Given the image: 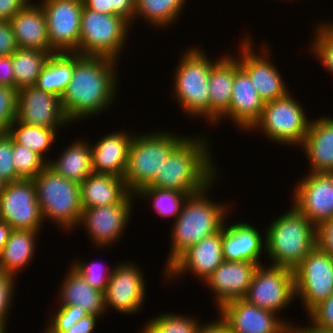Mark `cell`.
Wrapping results in <instances>:
<instances>
[{"instance_id": "cell-1", "label": "cell", "mask_w": 333, "mask_h": 333, "mask_svg": "<svg viewBox=\"0 0 333 333\" xmlns=\"http://www.w3.org/2000/svg\"><path fill=\"white\" fill-rule=\"evenodd\" d=\"M116 60L74 53V71L61 97L64 112L71 122L101 114L112 105L117 91Z\"/></svg>"}, {"instance_id": "cell-2", "label": "cell", "mask_w": 333, "mask_h": 333, "mask_svg": "<svg viewBox=\"0 0 333 333\" xmlns=\"http://www.w3.org/2000/svg\"><path fill=\"white\" fill-rule=\"evenodd\" d=\"M201 137H186L169 154L154 180L146 187L176 190L191 195L214 182L217 166L213 165L208 139Z\"/></svg>"}, {"instance_id": "cell-3", "label": "cell", "mask_w": 333, "mask_h": 333, "mask_svg": "<svg viewBox=\"0 0 333 333\" xmlns=\"http://www.w3.org/2000/svg\"><path fill=\"white\" fill-rule=\"evenodd\" d=\"M212 184L213 182L200 192L189 195L184 201L180 214L173 223L172 247L164 271L192 245L223 228L229 207L226 203L216 204L212 199L209 201L206 195Z\"/></svg>"}, {"instance_id": "cell-4", "label": "cell", "mask_w": 333, "mask_h": 333, "mask_svg": "<svg viewBox=\"0 0 333 333\" xmlns=\"http://www.w3.org/2000/svg\"><path fill=\"white\" fill-rule=\"evenodd\" d=\"M269 224L265 253L271 265L294 269L317 246V227L294 205Z\"/></svg>"}, {"instance_id": "cell-5", "label": "cell", "mask_w": 333, "mask_h": 333, "mask_svg": "<svg viewBox=\"0 0 333 333\" xmlns=\"http://www.w3.org/2000/svg\"><path fill=\"white\" fill-rule=\"evenodd\" d=\"M132 134L128 165L123 179L128 191L136 194L154 180L169 154L187 136L164 131Z\"/></svg>"}, {"instance_id": "cell-6", "label": "cell", "mask_w": 333, "mask_h": 333, "mask_svg": "<svg viewBox=\"0 0 333 333\" xmlns=\"http://www.w3.org/2000/svg\"><path fill=\"white\" fill-rule=\"evenodd\" d=\"M43 218L65 231L77 227L83 211L80 183L57 174L48 165L32 179Z\"/></svg>"}, {"instance_id": "cell-7", "label": "cell", "mask_w": 333, "mask_h": 333, "mask_svg": "<svg viewBox=\"0 0 333 333\" xmlns=\"http://www.w3.org/2000/svg\"><path fill=\"white\" fill-rule=\"evenodd\" d=\"M218 60L211 61L204 50L188 48L181 57L174 74V95L178 106L192 117L204 116L209 120V75L212 66Z\"/></svg>"}, {"instance_id": "cell-8", "label": "cell", "mask_w": 333, "mask_h": 333, "mask_svg": "<svg viewBox=\"0 0 333 333\" xmlns=\"http://www.w3.org/2000/svg\"><path fill=\"white\" fill-rule=\"evenodd\" d=\"M129 26L131 24L118 15L98 13L83 6L79 48L75 53L117 61L127 40Z\"/></svg>"}, {"instance_id": "cell-9", "label": "cell", "mask_w": 333, "mask_h": 333, "mask_svg": "<svg viewBox=\"0 0 333 333\" xmlns=\"http://www.w3.org/2000/svg\"><path fill=\"white\" fill-rule=\"evenodd\" d=\"M311 121L308 120L300 103L288 92L281 98L266 102L260 119L250 130L258 129L264 132L269 140L280 145L301 147Z\"/></svg>"}, {"instance_id": "cell-10", "label": "cell", "mask_w": 333, "mask_h": 333, "mask_svg": "<svg viewBox=\"0 0 333 333\" xmlns=\"http://www.w3.org/2000/svg\"><path fill=\"white\" fill-rule=\"evenodd\" d=\"M295 294L309 314L333 295V258L316 246L294 269Z\"/></svg>"}, {"instance_id": "cell-11", "label": "cell", "mask_w": 333, "mask_h": 333, "mask_svg": "<svg viewBox=\"0 0 333 333\" xmlns=\"http://www.w3.org/2000/svg\"><path fill=\"white\" fill-rule=\"evenodd\" d=\"M294 273L287 267L258 265L244 300L261 309L278 313L296 297Z\"/></svg>"}, {"instance_id": "cell-12", "label": "cell", "mask_w": 333, "mask_h": 333, "mask_svg": "<svg viewBox=\"0 0 333 333\" xmlns=\"http://www.w3.org/2000/svg\"><path fill=\"white\" fill-rule=\"evenodd\" d=\"M50 47L56 53H75L79 48L81 12L80 0H43Z\"/></svg>"}, {"instance_id": "cell-13", "label": "cell", "mask_w": 333, "mask_h": 333, "mask_svg": "<svg viewBox=\"0 0 333 333\" xmlns=\"http://www.w3.org/2000/svg\"><path fill=\"white\" fill-rule=\"evenodd\" d=\"M0 220L13 229L40 230L43 218L33 180L7 183L0 194Z\"/></svg>"}, {"instance_id": "cell-14", "label": "cell", "mask_w": 333, "mask_h": 333, "mask_svg": "<svg viewBox=\"0 0 333 333\" xmlns=\"http://www.w3.org/2000/svg\"><path fill=\"white\" fill-rule=\"evenodd\" d=\"M134 196V193H129L120 203L83 209L78 225L85 227L92 243L98 247H108L113 242L117 244L130 222Z\"/></svg>"}, {"instance_id": "cell-15", "label": "cell", "mask_w": 333, "mask_h": 333, "mask_svg": "<svg viewBox=\"0 0 333 333\" xmlns=\"http://www.w3.org/2000/svg\"><path fill=\"white\" fill-rule=\"evenodd\" d=\"M309 173L296 183L292 202L318 227L333 218V173Z\"/></svg>"}, {"instance_id": "cell-16", "label": "cell", "mask_w": 333, "mask_h": 333, "mask_svg": "<svg viewBox=\"0 0 333 333\" xmlns=\"http://www.w3.org/2000/svg\"><path fill=\"white\" fill-rule=\"evenodd\" d=\"M16 120L51 129H61L62 125L71 123L64 112L61 98L36 86L18 90Z\"/></svg>"}, {"instance_id": "cell-17", "label": "cell", "mask_w": 333, "mask_h": 333, "mask_svg": "<svg viewBox=\"0 0 333 333\" xmlns=\"http://www.w3.org/2000/svg\"><path fill=\"white\" fill-rule=\"evenodd\" d=\"M128 263V264H127ZM123 262L113 267L104 293L105 309L114 308L118 312L133 314L142 308L145 299V279L141 269L131 262Z\"/></svg>"}, {"instance_id": "cell-18", "label": "cell", "mask_w": 333, "mask_h": 333, "mask_svg": "<svg viewBox=\"0 0 333 333\" xmlns=\"http://www.w3.org/2000/svg\"><path fill=\"white\" fill-rule=\"evenodd\" d=\"M251 37L246 36L241 44V55L237 56L239 66L249 75L252 84L256 88L261 99L266 102L274 101L285 96L289 91L278 72L276 66L272 64L269 50L262 46V54L254 52L252 49ZM265 48V49H264ZM254 53H253V52ZM256 53V54H255ZM262 55V56H261Z\"/></svg>"}, {"instance_id": "cell-19", "label": "cell", "mask_w": 333, "mask_h": 333, "mask_svg": "<svg viewBox=\"0 0 333 333\" xmlns=\"http://www.w3.org/2000/svg\"><path fill=\"white\" fill-rule=\"evenodd\" d=\"M218 310L228 324L229 333H288L291 325L276 313L251 305L244 299L231 300Z\"/></svg>"}, {"instance_id": "cell-20", "label": "cell", "mask_w": 333, "mask_h": 333, "mask_svg": "<svg viewBox=\"0 0 333 333\" xmlns=\"http://www.w3.org/2000/svg\"><path fill=\"white\" fill-rule=\"evenodd\" d=\"M224 261L222 250V229L204 238L186 250L166 271L165 279L177 278L191 271L202 281L205 280ZM167 277V278H166Z\"/></svg>"}, {"instance_id": "cell-21", "label": "cell", "mask_w": 333, "mask_h": 333, "mask_svg": "<svg viewBox=\"0 0 333 333\" xmlns=\"http://www.w3.org/2000/svg\"><path fill=\"white\" fill-rule=\"evenodd\" d=\"M257 267V263L249 261L224 260L215 269L205 282L215 295L217 309L231 300L244 298Z\"/></svg>"}, {"instance_id": "cell-22", "label": "cell", "mask_w": 333, "mask_h": 333, "mask_svg": "<svg viewBox=\"0 0 333 333\" xmlns=\"http://www.w3.org/2000/svg\"><path fill=\"white\" fill-rule=\"evenodd\" d=\"M264 105L249 75L239 66L237 58H234V84L229 105L230 120L238 128L250 132L260 119Z\"/></svg>"}, {"instance_id": "cell-23", "label": "cell", "mask_w": 333, "mask_h": 333, "mask_svg": "<svg viewBox=\"0 0 333 333\" xmlns=\"http://www.w3.org/2000/svg\"><path fill=\"white\" fill-rule=\"evenodd\" d=\"M224 224L222 228V250L225 261H249L260 265L265 251V236L249 223ZM263 248V249H262Z\"/></svg>"}, {"instance_id": "cell-24", "label": "cell", "mask_w": 333, "mask_h": 333, "mask_svg": "<svg viewBox=\"0 0 333 333\" xmlns=\"http://www.w3.org/2000/svg\"><path fill=\"white\" fill-rule=\"evenodd\" d=\"M9 22L11 23L18 48L56 52L50 47L47 22L41 3L28 2Z\"/></svg>"}, {"instance_id": "cell-25", "label": "cell", "mask_w": 333, "mask_h": 333, "mask_svg": "<svg viewBox=\"0 0 333 333\" xmlns=\"http://www.w3.org/2000/svg\"><path fill=\"white\" fill-rule=\"evenodd\" d=\"M132 139V134L117 131L90 145L93 172L124 178Z\"/></svg>"}, {"instance_id": "cell-26", "label": "cell", "mask_w": 333, "mask_h": 333, "mask_svg": "<svg viewBox=\"0 0 333 333\" xmlns=\"http://www.w3.org/2000/svg\"><path fill=\"white\" fill-rule=\"evenodd\" d=\"M301 147L312 173H333V118L312 120Z\"/></svg>"}, {"instance_id": "cell-27", "label": "cell", "mask_w": 333, "mask_h": 333, "mask_svg": "<svg viewBox=\"0 0 333 333\" xmlns=\"http://www.w3.org/2000/svg\"><path fill=\"white\" fill-rule=\"evenodd\" d=\"M217 59L209 75V121L213 124L229 118L234 84V57L225 54Z\"/></svg>"}, {"instance_id": "cell-28", "label": "cell", "mask_w": 333, "mask_h": 333, "mask_svg": "<svg viewBox=\"0 0 333 333\" xmlns=\"http://www.w3.org/2000/svg\"><path fill=\"white\" fill-rule=\"evenodd\" d=\"M83 209L120 203L130 192L123 178L92 172L80 183Z\"/></svg>"}, {"instance_id": "cell-29", "label": "cell", "mask_w": 333, "mask_h": 333, "mask_svg": "<svg viewBox=\"0 0 333 333\" xmlns=\"http://www.w3.org/2000/svg\"><path fill=\"white\" fill-rule=\"evenodd\" d=\"M69 270L60 285L59 305L80 306L89 314L103 315L106 311L104 293L91 287L71 266Z\"/></svg>"}, {"instance_id": "cell-30", "label": "cell", "mask_w": 333, "mask_h": 333, "mask_svg": "<svg viewBox=\"0 0 333 333\" xmlns=\"http://www.w3.org/2000/svg\"><path fill=\"white\" fill-rule=\"evenodd\" d=\"M39 231L13 229L4 249L0 253L1 273L17 278L16 273L25 268L33 258L35 241L37 240Z\"/></svg>"}, {"instance_id": "cell-31", "label": "cell", "mask_w": 333, "mask_h": 333, "mask_svg": "<svg viewBox=\"0 0 333 333\" xmlns=\"http://www.w3.org/2000/svg\"><path fill=\"white\" fill-rule=\"evenodd\" d=\"M57 157L48 166L66 179L82 183L93 172L91 147L85 141L70 143Z\"/></svg>"}, {"instance_id": "cell-32", "label": "cell", "mask_w": 333, "mask_h": 333, "mask_svg": "<svg viewBox=\"0 0 333 333\" xmlns=\"http://www.w3.org/2000/svg\"><path fill=\"white\" fill-rule=\"evenodd\" d=\"M73 71L74 53H55L47 61L35 86L61 98L66 92Z\"/></svg>"}, {"instance_id": "cell-33", "label": "cell", "mask_w": 333, "mask_h": 333, "mask_svg": "<svg viewBox=\"0 0 333 333\" xmlns=\"http://www.w3.org/2000/svg\"><path fill=\"white\" fill-rule=\"evenodd\" d=\"M51 55L40 50L18 48L12 54L15 88L35 86Z\"/></svg>"}, {"instance_id": "cell-34", "label": "cell", "mask_w": 333, "mask_h": 333, "mask_svg": "<svg viewBox=\"0 0 333 333\" xmlns=\"http://www.w3.org/2000/svg\"><path fill=\"white\" fill-rule=\"evenodd\" d=\"M187 0H136L134 19L142 17L151 26L162 28L177 21ZM138 15V16H137ZM136 17V18H135Z\"/></svg>"}, {"instance_id": "cell-35", "label": "cell", "mask_w": 333, "mask_h": 333, "mask_svg": "<svg viewBox=\"0 0 333 333\" xmlns=\"http://www.w3.org/2000/svg\"><path fill=\"white\" fill-rule=\"evenodd\" d=\"M57 131V129L28 125L15 120L7 133L15 143L26 146L44 159V154L51 149L56 139Z\"/></svg>"}, {"instance_id": "cell-36", "label": "cell", "mask_w": 333, "mask_h": 333, "mask_svg": "<svg viewBox=\"0 0 333 333\" xmlns=\"http://www.w3.org/2000/svg\"><path fill=\"white\" fill-rule=\"evenodd\" d=\"M153 198L155 211L162 217H173L175 221L180 214L182 203L189 196L185 192L160 189L154 187H143L136 194L135 197ZM175 216V217H174Z\"/></svg>"}, {"instance_id": "cell-37", "label": "cell", "mask_w": 333, "mask_h": 333, "mask_svg": "<svg viewBox=\"0 0 333 333\" xmlns=\"http://www.w3.org/2000/svg\"><path fill=\"white\" fill-rule=\"evenodd\" d=\"M198 322L193 316L164 313L151 318L141 333H196Z\"/></svg>"}, {"instance_id": "cell-38", "label": "cell", "mask_w": 333, "mask_h": 333, "mask_svg": "<svg viewBox=\"0 0 333 333\" xmlns=\"http://www.w3.org/2000/svg\"><path fill=\"white\" fill-rule=\"evenodd\" d=\"M13 162L17 175L21 179L32 180L50 162L31 149L13 141Z\"/></svg>"}, {"instance_id": "cell-39", "label": "cell", "mask_w": 333, "mask_h": 333, "mask_svg": "<svg viewBox=\"0 0 333 333\" xmlns=\"http://www.w3.org/2000/svg\"><path fill=\"white\" fill-rule=\"evenodd\" d=\"M323 23L316 28L311 49L320 64L333 75V23Z\"/></svg>"}, {"instance_id": "cell-40", "label": "cell", "mask_w": 333, "mask_h": 333, "mask_svg": "<svg viewBox=\"0 0 333 333\" xmlns=\"http://www.w3.org/2000/svg\"><path fill=\"white\" fill-rule=\"evenodd\" d=\"M73 263L70 266L78 272L91 287L105 293L113 268L105 274V272L103 273V269L105 268L99 265L101 263L94 261V263L89 264L79 260Z\"/></svg>"}, {"instance_id": "cell-41", "label": "cell", "mask_w": 333, "mask_h": 333, "mask_svg": "<svg viewBox=\"0 0 333 333\" xmlns=\"http://www.w3.org/2000/svg\"><path fill=\"white\" fill-rule=\"evenodd\" d=\"M18 90L0 86V133H7L16 120Z\"/></svg>"}, {"instance_id": "cell-42", "label": "cell", "mask_w": 333, "mask_h": 333, "mask_svg": "<svg viewBox=\"0 0 333 333\" xmlns=\"http://www.w3.org/2000/svg\"><path fill=\"white\" fill-rule=\"evenodd\" d=\"M0 178L7 183L22 180L13 162V139L8 133H0Z\"/></svg>"}, {"instance_id": "cell-43", "label": "cell", "mask_w": 333, "mask_h": 333, "mask_svg": "<svg viewBox=\"0 0 333 333\" xmlns=\"http://www.w3.org/2000/svg\"><path fill=\"white\" fill-rule=\"evenodd\" d=\"M308 315L314 329L333 332V295L317 305Z\"/></svg>"}, {"instance_id": "cell-44", "label": "cell", "mask_w": 333, "mask_h": 333, "mask_svg": "<svg viewBox=\"0 0 333 333\" xmlns=\"http://www.w3.org/2000/svg\"><path fill=\"white\" fill-rule=\"evenodd\" d=\"M15 277L0 272V326L7 327V314L9 315L14 296ZM10 306V307H9Z\"/></svg>"}, {"instance_id": "cell-45", "label": "cell", "mask_w": 333, "mask_h": 333, "mask_svg": "<svg viewBox=\"0 0 333 333\" xmlns=\"http://www.w3.org/2000/svg\"><path fill=\"white\" fill-rule=\"evenodd\" d=\"M87 313L80 306L60 305L56 314L51 317L48 327H72L81 318L86 317Z\"/></svg>"}, {"instance_id": "cell-46", "label": "cell", "mask_w": 333, "mask_h": 333, "mask_svg": "<svg viewBox=\"0 0 333 333\" xmlns=\"http://www.w3.org/2000/svg\"><path fill=\"white\" fill-rule=\"evenodd\" d=\"M317 246L333 258V218L317 227Z\"/></svg>"}, {"instance_id": "cell-47", "label": "cell", "mask_w": 333, "mask_h": 333, "mask_svg": "<svg viewBox=\"0 0 333 333\" xmlns=\"http://www.w3.org/2000/svg\"><path fill=\"white\" fill-rule=\"evenodd\" d=\"M18 46L9 21H0V56L12 55Z\"/></svg>"}, {"instance_id": "cell-48", "label": "cell", "mask_w": 333, "mask_h": 333, "mask_svg": "<svg viewBox=\"0 0 333 333\" xmlns=\"http://www.w3.org/2000/svg\"><path fill=\"white\" fill-rule=\"evenodd\" d=\"M99 316L88 314L72 327H49L55 333H93Z\"/></svg>"}, {"instance_id": "cell-49", "label": "cell", "mask_w": 333, "mask_h": 333, "mask_svg": "<svg viewBox=\"0 0 333 333\" xmlns=\"http://www.w3.org/2000/svg\"><path fill=\"white\" fill-rule=\"evenodd\" d=\"M0 86L15 88L12 55L0 56Z\"/></svg>"}, {"instance_id": "cell-50", "label": "cell", "mask_w": 333, "mask_h": 333, "mask_svg": "<svg viewBox=\"0 0 333 333\" xmlns=\"http://www.w3.org/2000/svg\"><path fill=\"white\" fill-rule=\"evenodd\" d=\"M136 0H111V7L114 15H118L127 20L130 24L134 20Z\"/></svg>"}, {"instance_id": "cell-51", "label": "cell", "mask_w": 333, "mask_h": 333, "mask_svg": "<svg viewBox=\"0 0 333 333\" xmlns=\"http://www.w3.org/2000/svg\"><path fill=\"white\" fill-rule=\"evenodd\" d=\"M29 0H0V21H9Z\"/></svg>"}, {"instance_id": "cell-52", "label": "cell", "mask_w": 333, "mask_h": 333, "mask_svg": "<svg viewBox=\"0 0 333 333\" xmlns=\"http://www.w3.org/2000/svg\"><path fill=\"white\" fill-rule=\"evenodd\" d=\"M196 333H229V328L226 321L220 316L217 321L210 324H199Z\"/></svg>"}, {"instance_id": "cell-53", "label": "cell", "mask_w": 333, "mask_h": 333, "mask_svg": "<svg viewBox=\"0 0 333 333\" xmlns=\"http://www.w3.org/2000/svg\"><path fill=\"white\" fill-rule=\"evenodd\" d=\"M83 4L87 9L92 11L114 15V10L111 7V0H84Z\"/></svg>"}, {"instance_id": "cell-54", "label": "cell", "mask_w": 333, "mask_h": 333, "mask_svg": "<svg viewBox=\"0 0 333 333\" xmlns=\"http://www.w3.org/2000/svg\"><path fill=\"white\" fill-rule=\"evenodd\" d=\"M12 231L13 228L7 222L0 220V253L4 249Z\"/></svg>"}, {"instance_id": "cell-55", "label": "cell", "mask_w": 333, "mask_h": 333, "mask_svg": "<svg viewBox=\"0 0 333 333\" xmlns=\"http://www.w3.org/2000/svg\"><path fill=\"white\" fill-rule=\"evenodd\" d=\"M288 333H333V332H324V331H319L317 329H314L311 325L310 327H304V328H297V326L290 325L288 328Z\"/></svg>"}, {"instance_id": "cell-56", "label": "cell", "mask_w": 333, "mask_h": 333, "mask_svg": "<svg viewBox=\"0 0 333 333\" xmlns=\"http://www.w3.org/2000/svg\"><path fill=\"white\" fill-rule=\"evenodd\" d=\"M7 182L0 178V194L4 191Z\"/></svg>"}, {"instance_id": "cell-57", "label": "cell", "mask_w": 333, "mask_h": 333, "mask_svg": "<svg viewBox=\"0 0 333 333\" xmlns=\"http://www.w3.org/2000/svg\"><path fill=\"white\" fill-rule=\"evenodd\" d=\"M7 328L4 326H0V333H6Z\"/></svg>"}, {"instance_id": "cell-58", "label": "cell", "mask_w": 333, "mask_h": 333, "mask_svg": "<svg viewBox=\"0 0 333 333\" xmlns=\"http://www.w3.org/2000/svg\"><path fill=\"white\" fill-rule=\"evenodd\" d=\"M45 330H46V331H45L44 333H55V332H53L49 327H47Z\"/></svg>"}]
</instances>
